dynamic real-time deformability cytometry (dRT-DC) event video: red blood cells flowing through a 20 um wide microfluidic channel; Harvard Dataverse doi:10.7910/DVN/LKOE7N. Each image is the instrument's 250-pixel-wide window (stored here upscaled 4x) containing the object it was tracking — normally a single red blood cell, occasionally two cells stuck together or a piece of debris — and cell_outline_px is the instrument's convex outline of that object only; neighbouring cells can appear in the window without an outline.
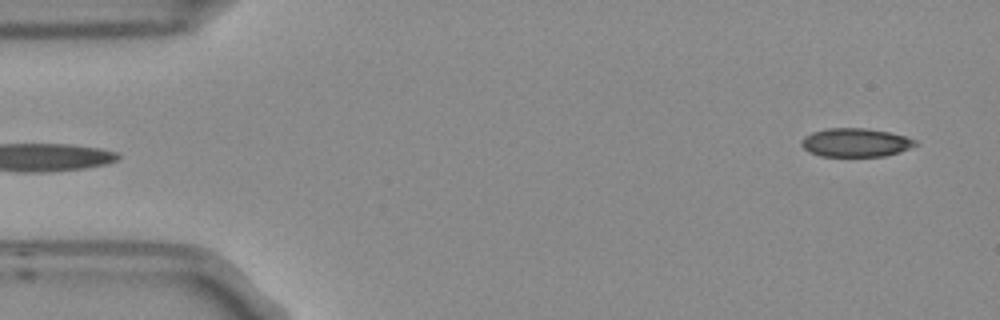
{"species": "Egyptian fruit bat (a non-hibernating species)", "species_latin": "Rousettus aegyptiacus", "temperature_condition": "room temperature", "stored_images_in_passage": 4, "segment_of_instrument_passage": [2, 2], "camera_frame_rate_fps": 3000, "um_per_image_px": 0.085, "frame": {"image": 1, "passage_image": 4, "time_ms": 1.0, "image_size_px": [1000, 320], "cell_outline_px": [[916, 144], [900, 152], [884, 156], [820, 156], [808, 152], [800, 144], [800, 140], [804, 136], [812, 132], [828, 128], [868, 128], [888, 132], [904, 136], [916, 140]], "centroid_in_image_um": [72.67, 12.11], "position_along_channel_um": 12.3, "area_um2": 18.96}}